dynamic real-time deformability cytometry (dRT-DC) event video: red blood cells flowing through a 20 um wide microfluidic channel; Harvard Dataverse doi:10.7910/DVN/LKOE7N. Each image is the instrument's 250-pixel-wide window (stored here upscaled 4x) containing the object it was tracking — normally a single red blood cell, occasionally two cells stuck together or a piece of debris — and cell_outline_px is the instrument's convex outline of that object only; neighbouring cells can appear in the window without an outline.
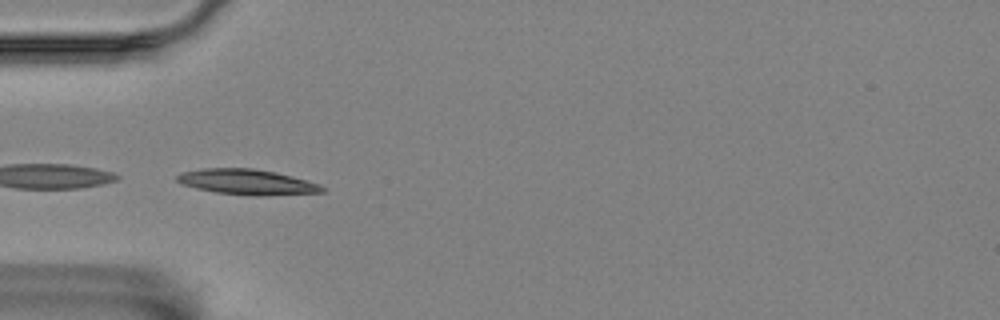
{"species": "Egyptian fruit bat (a non-hibernating species)", "species_latin": "Rousettus aegyptiacus", "temperature_condition": "room temperature", "stored_images_in_passage": 5, "camera_frame_rate_fps": 3000, "um_per_image_px": 0.085, "animal": {"sex": "female"}, "frame": {"image": 1, "passage_image": 4, "time_ms": 1.0, "image_size_px": [1000, 320], "cell_outline_px": [[324, 192], [260, 196], [256, 196], [216, 192], [196, 188], [180, 184], [176, 180], [176, 176], [180, 172], [200, 168], [252, 168], [276, 172], [292, 176], [320, 184], [324, 188]], "centroid_in_image_um": [20.96, 15.46], "position_along_channel_um": 64.0, "area_um2": 21.56}}